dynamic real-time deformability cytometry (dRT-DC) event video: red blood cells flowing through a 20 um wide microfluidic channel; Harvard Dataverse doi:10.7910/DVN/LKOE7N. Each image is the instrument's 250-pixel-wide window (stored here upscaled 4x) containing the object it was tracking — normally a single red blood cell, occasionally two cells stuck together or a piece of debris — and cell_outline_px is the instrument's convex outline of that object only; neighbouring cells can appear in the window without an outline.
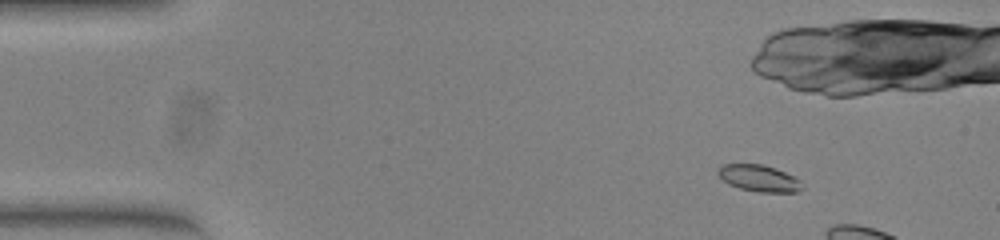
{"species": "common noctule bat (a hibernating species)", "species_latin": "Nyctalus noctula", "temperature_condition": "warm", "stored_images_in_passage": 14, "camera_frame_rate_fps": 3000, "um_per_image_px": 0.085, "animal": {"sex": "female", "body_mass_g": 23.0, "forearm_length_mm": 53.4}, "frame": {"image": 1, "passage_image": 7, "time_ms": 2.0, "image_size_px": [1000, 240], "cell_outline_px": [[804, 188], [796, 192], [760, 192], [740, 188], [728, 184], [716, 172], [716, 168], [720, 164], [760, 164], [784, 172], [800, 180]], "centroid_in_image_um": [64.48, 15.15], "position_along_channel_um": 20.5, "area_um2": 12.95}}